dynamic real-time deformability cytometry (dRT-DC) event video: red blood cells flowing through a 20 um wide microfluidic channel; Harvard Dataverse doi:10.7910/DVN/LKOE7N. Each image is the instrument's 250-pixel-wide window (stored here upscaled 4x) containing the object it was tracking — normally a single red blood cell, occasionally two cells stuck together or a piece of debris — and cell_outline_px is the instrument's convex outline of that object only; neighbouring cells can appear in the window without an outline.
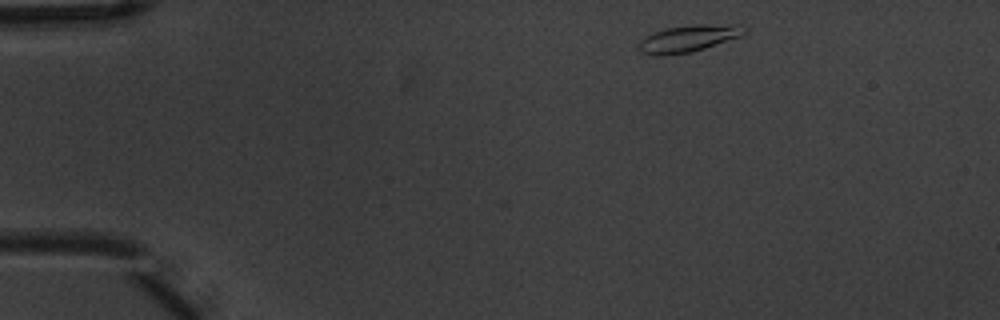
{"species": "common noctule bat (a hibernating species)", "species_latin": "Nyctalus noctula", "temperature_condition": "warm", "stored_images_in_passage": 3, "camera_frame_rate_fps": 3000, "um_per_image_px": 0.085, "animal": {"sex": "male", "body_mass_g": 20.1, "forearm_length_mm": 53.5}, "frame": {"image": 1, "passage_image": 1, "time_ms": 0.0, "image_size_px": [1000, 320], "cell_outline_px": [[744, 32], [740, 36], [692, 52], [664, 56], [656, 56], [640, 52], [640, 40], [644, 36], [652, 32], [668, 28], [696, 24], [740, 24]], "centroid_in_image_um": [58.45, 3.28], "position_along_channel_um": 26.5, "area_um2": 16.42}}